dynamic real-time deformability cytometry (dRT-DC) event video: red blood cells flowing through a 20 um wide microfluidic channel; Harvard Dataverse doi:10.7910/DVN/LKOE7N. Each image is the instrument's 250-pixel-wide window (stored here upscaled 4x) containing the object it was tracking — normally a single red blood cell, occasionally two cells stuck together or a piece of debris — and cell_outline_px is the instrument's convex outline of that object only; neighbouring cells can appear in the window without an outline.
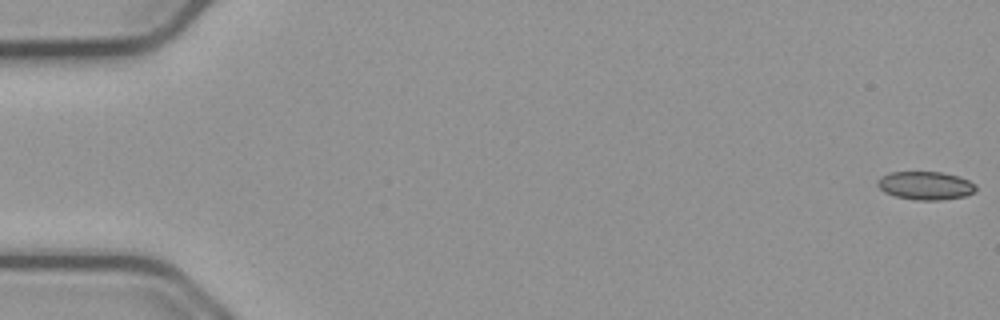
{"species": "common noctule bat (a hibernating species)", "species_latin": "Nyctalus noctula", "temperature_condition": "cold", "stored_images_in_passage": 55, "camera_frame_rate_fps": 3000, "um_per_image_px": 0.085, "animal": {"sex": "male", "body_mass_g": 23.1, "forearm_length_mm": 52.7}, "frame": {"image": 1, "passage_image": 1, "time_ms": 0.0, "image_size_px": [1000, 320], "cell_outline_px": [[976, 192], [964, 196], [940, 200], [916, 200], [896, 196], [884, 192], [876, 184], [876, 180], [880, 176], [888, 172], [940, 172], [960, 176], [976, 184]], "centroid_in_image_um": [78.66, 15.76], "position_along_channel_um": 6.3, "area_um2": 16.36}}
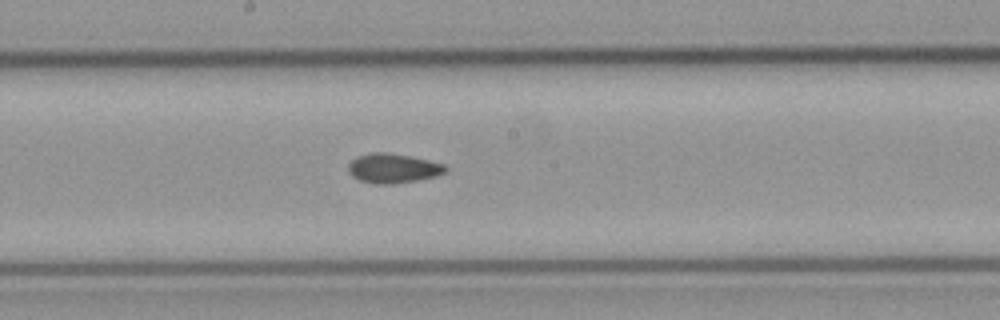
{"frame": {"image": 2, "passage_image": 30, "time_ms": 9.667, "image_size_px": [1000, 320], "cell_outline_px": [[448, 168], [444, 172], [436, 176], [416, 180], [392, 184], [372, 184], [360, 180], [352, 176], [348, 172], [348, 164], [352, 160], [360, 156], [372, 152], [388, 152], [428, 160], [444, 164]], "centroid_in_image_um": [33.39, 14.31], "position_along_channel_um": 214.8, "area_um2": 16.59}}
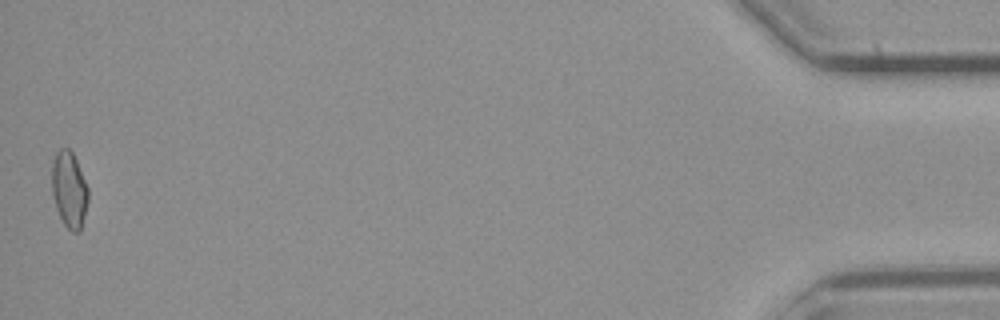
{"frame": {"image": 3, "passage_image": 55, "time_ms": 18.0, "image_size_px": [1000, 320], "cell_outline_px": [[88, 200], [80, 232], [72, 232], [64, 224], [56, 208], [52, 192], [52, 164], [56, 152], [60, 148], [68, 148], [72, 152], [76, 160], [88, 188]], "centroid_in_image_um": [5.88, 16.12], "position_along_channel_um": 429.3, "area_um2": 15.95}, "authors_computed_cell_mechanics": {"area_um2": 16.2418, "velocity_mm_per_s": 3.7675, "shape_relaxation_time_tau1_ms": null, "shape_relaxation_time_tau2_ms": 3.6897, "deformation_change_tau1": null, "deformation_change_tau2": 0.0831}}